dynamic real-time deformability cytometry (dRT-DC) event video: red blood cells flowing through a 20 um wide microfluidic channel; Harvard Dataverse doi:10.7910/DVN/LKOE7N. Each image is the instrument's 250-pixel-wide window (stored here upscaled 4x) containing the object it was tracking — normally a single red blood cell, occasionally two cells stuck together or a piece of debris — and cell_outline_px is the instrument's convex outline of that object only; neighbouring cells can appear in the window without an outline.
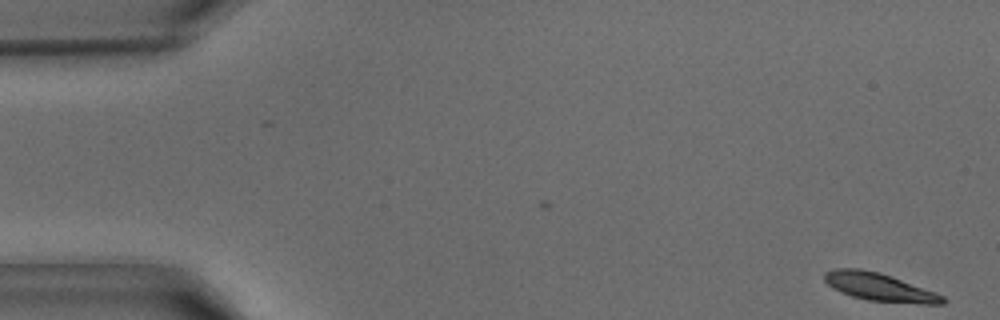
{"species": "common noctule bat (a hibernating species)", "species_latin": "Nyctalus noctula", "temperature_condition": "warm", "stored_images_in_passage": 42, "camera_frame_rate_fps": 3000, "um_per_image_px": 0.085, "animal": {"sex": "male", "body_mass_g": 15.6}, "frame": {"image": 1, "passage_image": 1, "time_ms": 0.0, "image_size_px": [1000, 320], "cell_outline_px": [[948, 300], [944, 304], [924, 304], [868, 300], [852, 296], [840, 292], [832, 288], [824, 280], [824, 272], [836, 268], [860, 268], [880, 272], [936, 292], [944, 296]], "centroid_in_image_um": [74.76, 24.4], "position_along_channel_um": 10.2, "area_um2": 19.36}}
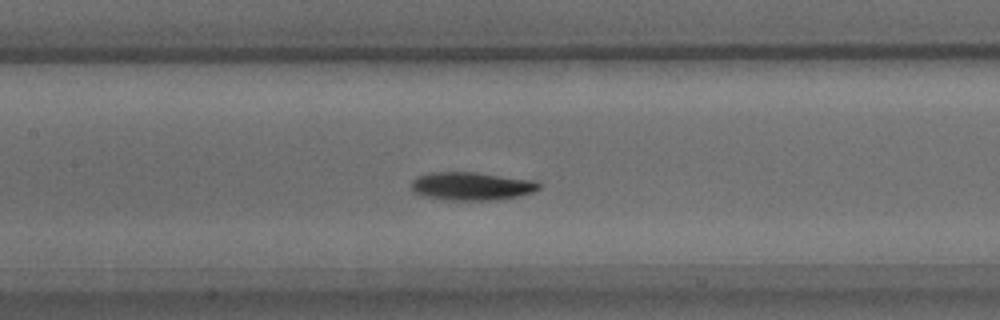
{"frame": {"image": 2, "passage_image": 19, "time_ms": 6.0, "image_size_px": [1000, 320], "cell_outline_px": [[544, 184], [540, 188], [532, 192], [520, 196], [496, 200], [452, 200], [424, 196], [416, 192], [412, 188], [412, 180], [416, 176], [432, 172], [476, 172], [536, 180]], "centroid_in_image_um": [40.16, 15.81], "position_along_channel_um": 167.2, "area_um2": 21.1}}
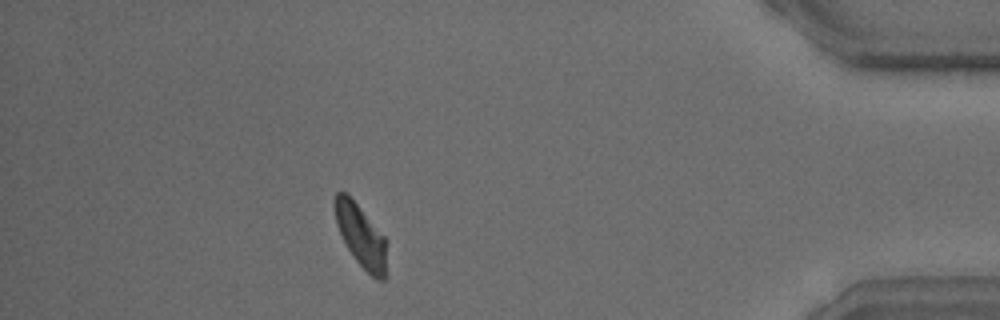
{"frame": {"image": 3, "passage_image": 37, "time_ms": 12.0, "image_size_px": [1000, 320], "cell_outline_px": [[384, 280], [376, 280], [356, 260], [348, 248], [336, 224], [336, 192], [344, 192], [356, 204], [384, 236]], "centroid_in_image_um": [30.66, 20.06], "position_along_channel_um": 404.5, "area_um2": 17.57}}